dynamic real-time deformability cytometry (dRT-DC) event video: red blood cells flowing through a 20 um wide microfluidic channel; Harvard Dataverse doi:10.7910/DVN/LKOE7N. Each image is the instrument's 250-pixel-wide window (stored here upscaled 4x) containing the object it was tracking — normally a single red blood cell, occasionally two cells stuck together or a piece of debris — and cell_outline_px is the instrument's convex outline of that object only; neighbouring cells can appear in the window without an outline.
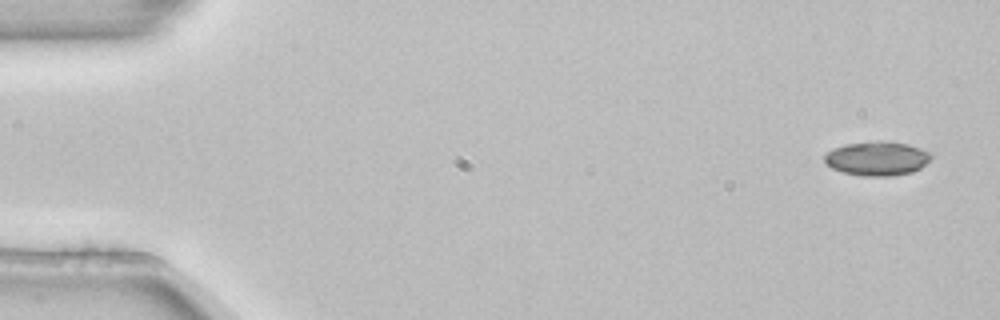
{"species": "common noctule bat (a hibernating species)", "species_latin": "Nyctalus noctula", "temperature_condition": "room temperature", "stored_images_in_passage": 6, "camera_frame_rate_fps": 3000, "um_per_image_px": 0.085, "animal": {"sex": "female", "body_mass_g": 22.7, "forearm_length_mm": 54.2}, "frame": {"image": 1, "passage_image": 1, "time_ms": 0.0, "image_size_px": [1000, 320], "cell_outline_px": [[932, 156], [920, 168], [912, 172], [892, 176], [860, 176], [844, 172], [832, 168], [824, 160], [824, 156], [828, 152], [844, 144], [880, 140], [888, 140], [908, 144], [932, 152]], "centroid_in_image_um": [74.58, 13.46], "position_along_channel_um": 10.4, "area_um2": 21.27}}
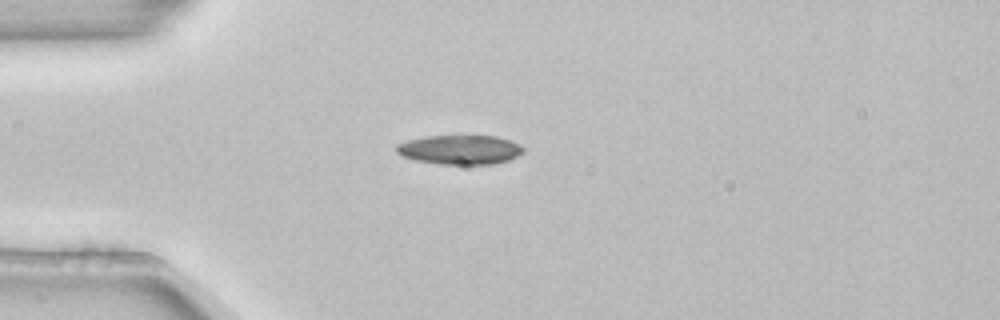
{"frame": {"image": 2, "passage_image": 3, "time_ms": 0.667, "image_size_px": [1000, 320], "cell_outline_px": [[524, 152], [508, 160], [492, 164], [440, 164], [416, 160], [400, 156], [396, 152], [396, 144], [408, 140], [428, 136], [496, 136], [520, 144], [524, 148]], "centroid_in_image_um": [39.08, 12.72], "position_along_channel_um": 45.9, "area_um2": 21.62}}